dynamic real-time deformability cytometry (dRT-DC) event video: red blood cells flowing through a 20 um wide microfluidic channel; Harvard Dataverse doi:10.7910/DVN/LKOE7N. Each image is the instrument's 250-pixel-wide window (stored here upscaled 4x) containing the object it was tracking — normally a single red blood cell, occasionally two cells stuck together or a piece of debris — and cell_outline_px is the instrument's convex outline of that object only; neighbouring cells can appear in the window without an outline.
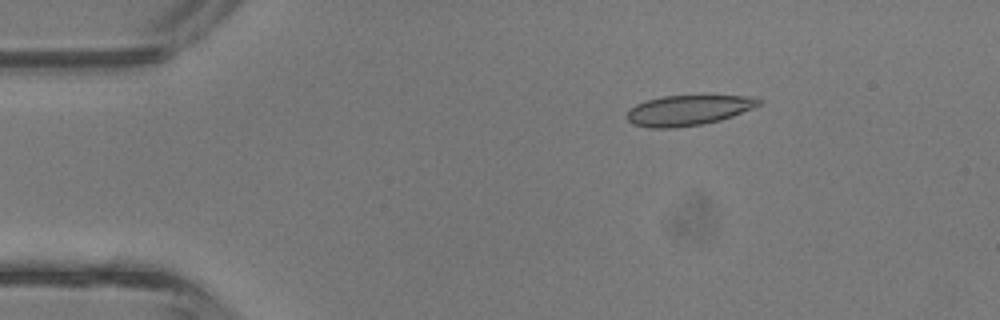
{"species": "common noctule bat (a hibernating species)", "species_latin": "Nyctalus noctula", "temperature_condition": "room temperature", "stored_images_in_passage": 38, "camera_frame_rate_fps": 3000, "um_per_image_px": 0.085, "animal": {"sex": "male", "body_mass_g": 13.3}, "frame": {"image": 1, "passage_image": 3, "time_ms": 0.667, "image_size_px": [1000, 320], "cell_outline_px": [[760, 104], [752, 108], [732, 116], [720, 120], [704, 124], [676, 128], [648, 128], [632, 124], [624, 116], [636, 104], [648, 100], [664, 96], [704, 92], [752, 96], [760, 100]], "centroid_in_image_um": [58.54, 9.32], "position_along_channel_um": 26.5, "area_um2": 24.39}}
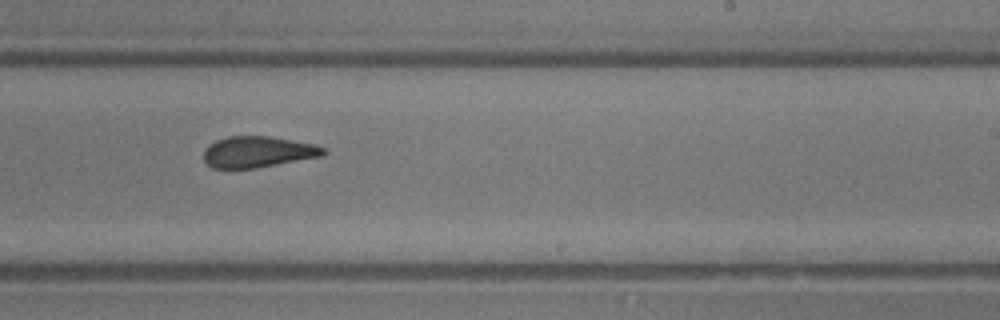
{"frame": {"image": 2, "passage_image": 22, "time_ms": 7.0, "image_size_px": [1000, 320], "cell_outline_px": [[328, 152], [324, 156], [256, 168], [212, 168], [204, 160], [204, 148], [208, 144], [216, 140], [228, 136], [268, 136], [316, 144], [328, 148]], "centroid_in_image_um": [21.97, 12.9], "position_along_channel_um": 267.0, "area_um2": 22.02}}
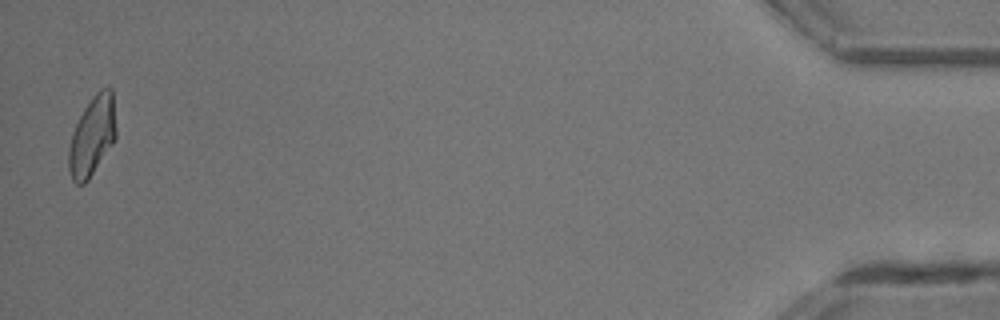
{"frame": {"image": 3, "passage_image": 38, "time_ms": 12.333, "image_size_px": [1000, 320], "cell_outline_px": [[116, 136], [112, 144], [88, 180], [84, 184], [76, 184], [72, 180], [68, 168], [68, 148], [72, 132], [84, 108], [92, 96], [100, 88], [112, 88], [116, 128]], "centroid_in_image_um": [7.82, 11.56], "position_along_channel_um": 427.4, "area_um2": 21.91}, "authors_computed_cell_mechanics": {"area_um2": 22.7443, "velocity_mm_per_s": 4.813, "shape_relaxation_time_tau1_ms": 9.8477, "shape_relaxation_time_tau2_ms": 2.1094, "deformation_change_tau1": 0.2277, "deformation_change_tau2": 0.0902}}